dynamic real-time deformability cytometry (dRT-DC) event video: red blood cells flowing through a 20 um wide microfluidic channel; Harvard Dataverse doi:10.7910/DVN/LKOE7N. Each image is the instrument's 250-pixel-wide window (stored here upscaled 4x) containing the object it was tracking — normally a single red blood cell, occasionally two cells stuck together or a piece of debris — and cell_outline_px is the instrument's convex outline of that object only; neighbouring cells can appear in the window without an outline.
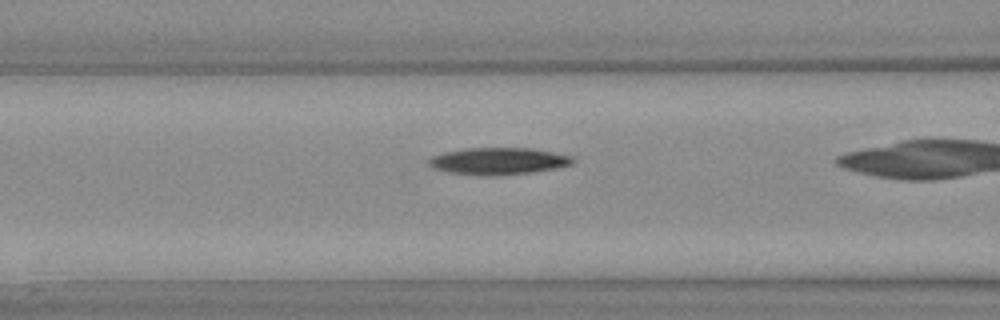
{"species": "Egyptian fruit bat (a non-hibernating species)", "species_latin": "Rousettus aegyptiacus", "temperature_condition": "warm", "stored_images_in_passage": 24, "camera_frame_rate_fps": 3000, "um_per_image_px": 0.085, "animal": {"sex": "female"}, "frame": {"image": 1, "passage_image": 4, "time_ms": 1.0, "image_size_px": [1000, 320], "cell_outline_px": [[576, 160], [572, 164], [556, 168], [532, 172], [496, 176], [480, 176], [448, 172], [432, 168], [428, 164], [428, 160], [432, 156], [444, 152], [468, 148], [528, 148], [552, 152], [572, 156]], "centroid_in_image_um": [42.34, 13.7], "position_along_channel_um": 124.3, "area_um2": 22.72}}